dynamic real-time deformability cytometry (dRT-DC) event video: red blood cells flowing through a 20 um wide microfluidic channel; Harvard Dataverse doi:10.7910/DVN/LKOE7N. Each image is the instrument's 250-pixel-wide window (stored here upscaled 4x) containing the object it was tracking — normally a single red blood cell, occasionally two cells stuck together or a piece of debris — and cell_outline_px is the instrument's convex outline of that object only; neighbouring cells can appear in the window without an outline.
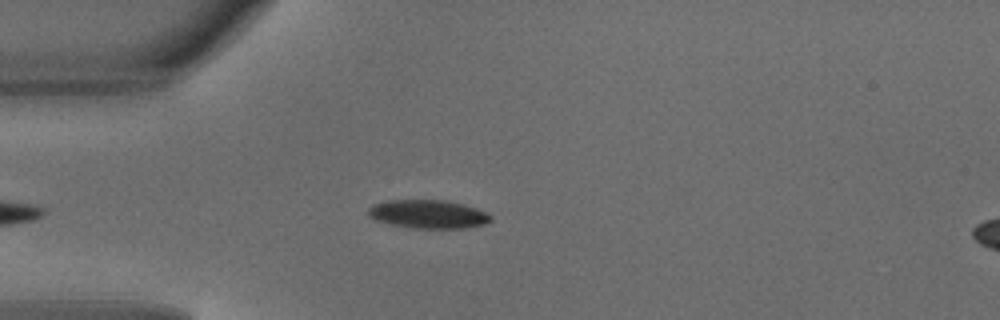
{"species": "common noctule bat (a hibernating species)", "species_latin": "Nyctalus noctula", "temperature_condition": "warm", "stored_images_in_passage": 35, "camera_frame_rate_fps": 3000, "um_per_image_px": 0.085, "animal": {"sex": "male", "body_mass_g": 18.8}, "frame": {"image": 1, "passage_image": 2, "time_ms": 0.333, "image_size_px": [1000, 320], "cell_outline_px": [[492, 220], [484, 224], [464, 228], [412, 228], [392, 224], [376, 220], [368, 216], [368, 208], [372, 204], [388, 200], [444, 200], [464, 204], [476, 208], [492, 216]], "centroid_in_image_um": [36.38, 18.19], "position_along_channel_um": 48.6, "area_um2": 20.29}}
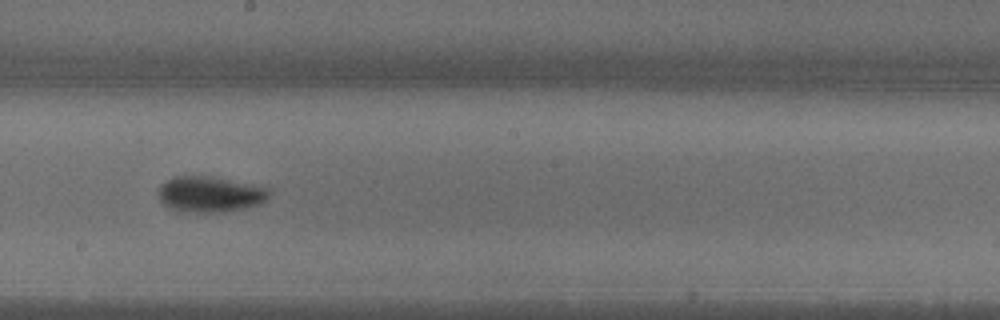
{"frame": {"image": 2, "passage_image": 16, "time_ms": 5.0, "image_size_px": [1000, 320], "cell_outline_px": [[272, 192], [260, 204], [244, 208], [224, 212], [196, 212], [168, 208], [160, 200], [156, 192], [172, 176], [212, 176], [264, 184]], "centroid_in_image_um": [17.93, 16.48], "position_along_channel_um": 230.3, "area_um2": 23.52}}
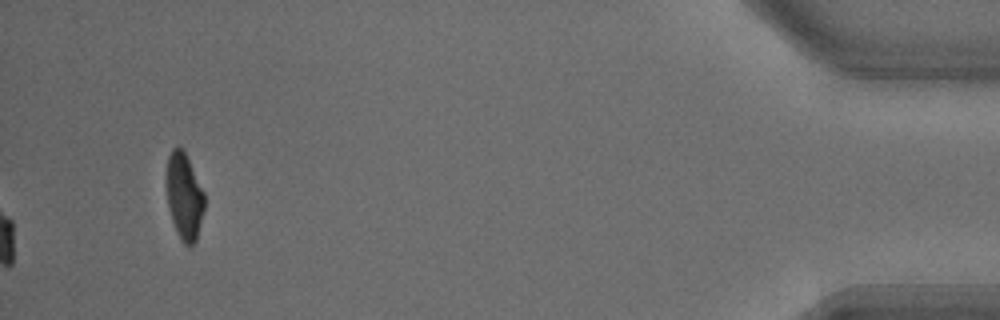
{"frame": {"image": 3, "passage_image": 35, "time_ms": 11.333, "image_size_px": [1000, 320], "cell_outline_px": [[204, 208], [196, 240], [192, 244], [184, 244], [180, 240], [176, 232], [172, 220], [168, 204], [164, 180], [168, 156], [172, 148], [176, 144], [180, 144], [184, 148], [204, 192]], "centroid_in_image_um": [15.62, 16.58], "position_along_channel_um": 419.6, "area_um2": 19.65}, "authors_computed_cell_mechanics": {"area_um2": 21.5016, "velocity_mm_per_s": 4.159, "shape_relaxation_time_tau1_ms": 2.7198, "shape_relaxation_time_tau2_ms": 5.0269, "deformation_change_tau1": 0.1445, "deformation_change_tau2": 0.0902}}